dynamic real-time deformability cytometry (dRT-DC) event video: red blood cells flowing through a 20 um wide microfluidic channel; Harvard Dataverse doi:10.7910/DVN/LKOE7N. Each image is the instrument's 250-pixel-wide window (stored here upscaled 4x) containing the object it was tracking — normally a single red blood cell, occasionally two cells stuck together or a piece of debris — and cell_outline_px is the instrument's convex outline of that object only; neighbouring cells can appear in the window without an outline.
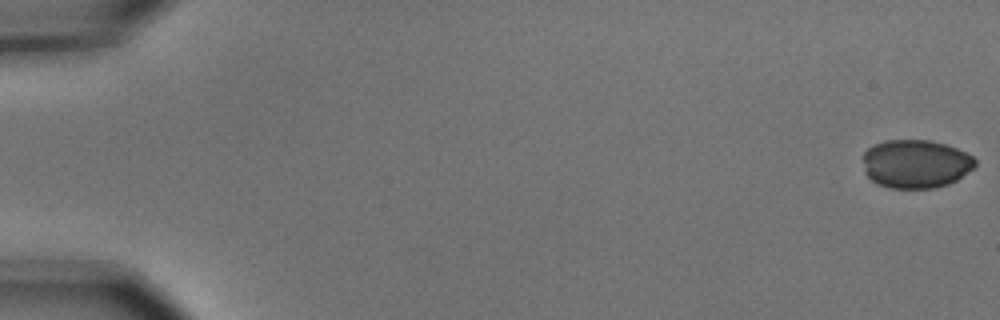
{"species": "common noctule bat (a hibernating species)", "species_latin": "Nyctalus noctula", "temperature_condition": "cold", "stored_images_in_passage": 5, "camera_frame_rate_fps": 3000, "um_per_image_px": 0.085, "animal": {"sex": "male", "body_mass_g": 15.6}, "frame": {"image": 1, "passage_image": 1, "time_ms": 0.0, "image_size_px": [1000, 320], "cell_outline_px": [[976, 164], [972, 168], [956, 180], [948, 184], [932, 188], [892, 188], [876, 184], [864, 172], [864, 152], [868, 148], [884, 140], [928, 140], [944, 144], [956, 148], [972, 156], [976, 160]], "centroid_in_image_um": [77.81, 13.93], "position_along_channel_um": 7.2, "area_um2": 31.5}}